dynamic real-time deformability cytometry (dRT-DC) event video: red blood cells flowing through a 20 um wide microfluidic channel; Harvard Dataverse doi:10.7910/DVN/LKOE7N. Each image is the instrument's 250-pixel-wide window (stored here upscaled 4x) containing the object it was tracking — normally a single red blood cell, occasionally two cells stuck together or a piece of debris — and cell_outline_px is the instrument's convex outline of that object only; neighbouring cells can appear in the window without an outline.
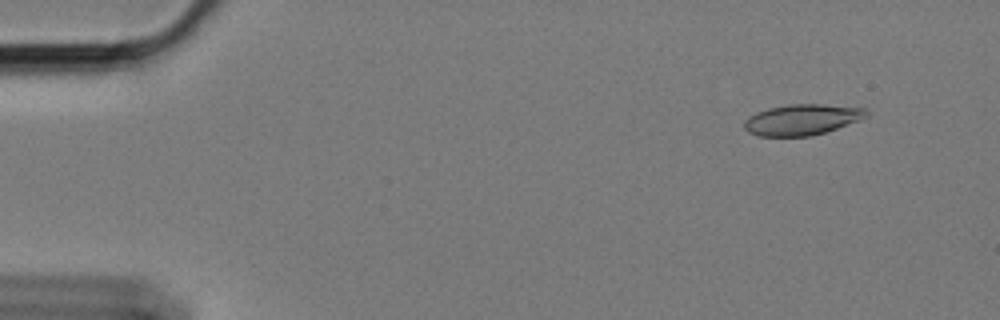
{"species": "Egyptian fruit bat (a non-hibernating species)", "species_latin": "Rousettus aegyptiacus", "temperature_condition": "cold", "stored_images_in_passage": 55, "camera_frame_rate_fps": 3000, "um_per_image_px": 0.085, "animal": {"sex": "female"}, "frame": {"image": 1, "passage_image": 1, "time_ms": 0.0, "image_size_px": [1000, 320], "cell_outline_px": [[868, 116], [836, 128], [824, 132], [808, 136], [760, 136], [748, 132], [744, 128], [744, 120], [748, 116], [756, 112], [768, 108], [788, 104], [820, 104], [864, 108], [868, 112]], "centroid_in_image_um": [68.11, 10.16], "position_along_channel_um": 16.9, "area_um2": 21.73}}
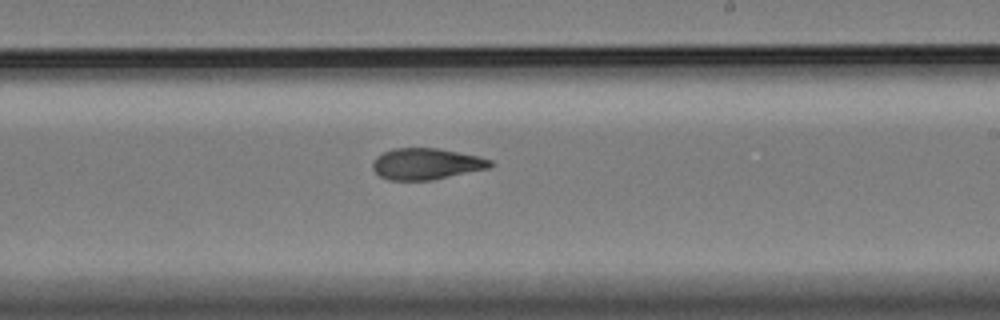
{"frame": {"image": 2, "passage_image": 31, "time_ms": 10.0, "image_size_px": [1000, 320], "cell_outline_px": [[496, 164], [488, 168], [432, 180], [388, 180], [380, 176], [372, 168], [372, 160], [376, 156], [392, 148], [440, 148], [480, 156], [492, 160]], "centroid_in_image_um": [36.24, 13.92], "position_along_channel_um": 252.8, "area_um2": 21.68}}
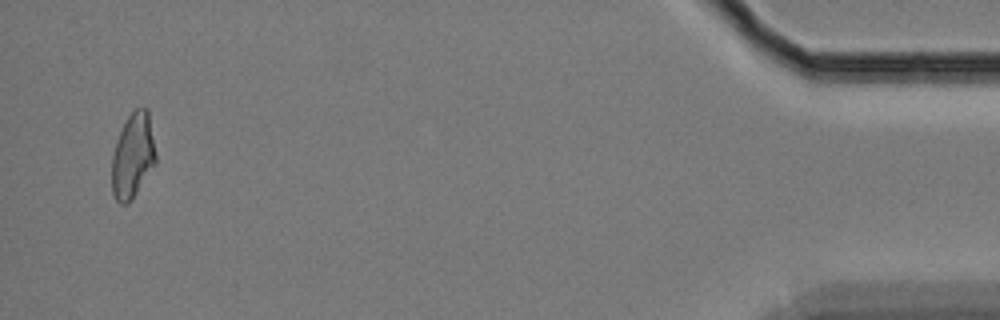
{"frame": {"image": 3, "passage_image": 53, "time_ms": 17.333, "image_size_px": [1000, 320], "cell_outline_px": [[156, 164], [132, 200], [128, 204], [120, 204], [116, 200], [112, 192], [112, 156], [116, 140], [128, 116], [136, 108], [144, 104], [148, 108], [156, 152]], "centroid_in_image_um": [11.31, 13.23], "position_along_channel_um": 423.9, "area_um2": 22.14}, "authors_computed_cell_mechanics": {"area_um2": 22.0218, "velocity_mm_per_s": 3.3863, "shape_relaxation_time_tau1_ms": 10.2231, "shape_relaxation_time_tau2_ms": 2.9469, "deformation_change_tau1": 0.1952, "deformation_change_tau2": 0.0855}}